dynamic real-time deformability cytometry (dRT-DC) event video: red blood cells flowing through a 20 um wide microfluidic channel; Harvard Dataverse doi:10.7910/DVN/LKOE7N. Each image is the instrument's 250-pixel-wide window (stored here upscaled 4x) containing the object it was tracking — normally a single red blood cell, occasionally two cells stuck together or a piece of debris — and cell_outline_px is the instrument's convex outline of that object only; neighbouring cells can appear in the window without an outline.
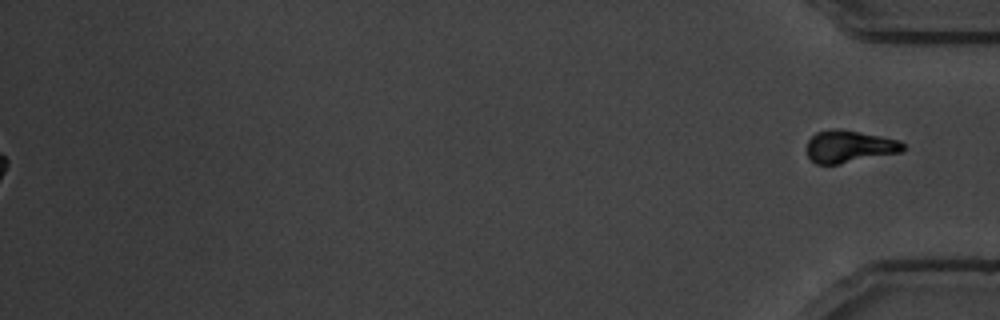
{"species": "common noctule bat (a hibernating species)", "species_latin": "Nyctalus noctula", "temperature_condition": "warm", "stored_images_in_passage": 56, "segment_of_instrument_passage": [2, 2], "camera_frame_rate_fps": 3000, "um_per_image_px": 0.085, "animal": {"sex": "male", "body_mass_g": 19.5, "forearm_length_mm": 54.6}, "frame": {"image": 1, "passage_image": 56, "time_ms": 18.333, "image_size_px": [1000, 320], "cell_outline_px": [[904, 148], [900, 152], [840, 164], [816, 164], [808, 156], [804, 148], [808, 140], [816, 132], [832, 128], [836, 128], [880, 136], [900, 140], [904, 144]], "centroid_in_image_um": [72.13, 12.45], "position_along_channel_um": 363.1, "area_um2": 18.15}}